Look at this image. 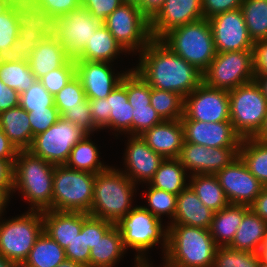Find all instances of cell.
<instances>
[{
  "label": "cell",
  "mask_w": 267,
  "mask_h": 267,
  "mask_svg": "<svg viewBox=\"0 0 267 267\" xmlns=\"http://www.w3.org/2000/svg\"><path fill=\"white\" fill-rule=\"evenodd\" d=\"M56 267H83V266L76 263V262H73V261L66 259L64 262H62L61 264H59Z\"/></svg>",
  "instance_id": "753ad0ef"
},
{
  "label": "cell",
  "mask_w": 267,
  "mask_h": 267,
  "mask_svg": "<svg viewBox=\"0 0 267 267\" xmlns=\"http://www.w3.org/2000/svg\"><path fill=\"white\" fill-rule=\"evenodd\" d=\"M75 75L74 58H71L64 66L50 71L38 80L51 95L55 96Z\"/></svg>",
  "instance_id": "bcb514c9"
},
{
  "label": "cell",
  "mask_w": 267,
  "mask_h": 267,
  "mask_svg": "<svg viewBox=\"0 0 267 267\" xmlns=\"http://www.w3.org/2000/svg\"><path fill=\"white\" fill-rule=\"evenodd\" d=\"M259 260L265 264H267V233L263 238L262 245L258 252Z\"/></svg>",
  "instance_id": "a7ac6f4b"
},
{
  "label": "cell",
  "mask_w": 267,
  "mask_h": 267,
  "mask_svg": "<svg viewBox=\"0 0 267 267\" xmlns=\"http://www.w3.org/2000/svg\"><path fill=\"white\" fill-rule=\"evenodd\" d=\"M15 1L16 0H2V3L7 10H10L13 7Z\"/></svg>",
  "instance_id": "11e5206c"
},
{
  "label": "cell",
  "mask_w": 267,
  "mask_h": 267,
  "mask_svg": "<svg viewBox=\"0 0 267 267\" xmlns=\"http://www.w3.org/2000/svg\"><path fill=\"white\" fill-rule=\"evenodd\" d=\"M124 4H131L138 6L141 2V0H121Z\"/></svg>",
  "instance_id": "09005b40"
},
{
  "label": "cell",
  "mask_w": 267,
  "mask_h": 267,
  "mask_svg": "<svg viewBox=\"0 0 267 267\" xmlns=\"http://www.w3.org/2000/svg\"><path fill=\"white\" fill-rule=\"evenodd\" d=\"M9 199L0 191V216H2L6 206L8 205Z\"/></svg>",
  "instance_id": "8c879c8a"
},
{
  "label": "cell",
  "mask_w": 267,
  "mask_h": 267,
  "mask_svg": "<svg viewBox=\"0 0 267 267\" xmlns=\"http://www.w3.org/2000/svg\"><path fill=\"white\" fill-rule=\"evenodd\" d=\"M13 163L0 159V191L10 199L13 188Z\"/></svg>",
  "instance_id": "94428289"
},
{
  "label": "cell",
  "mask_w": 267,
  "mask_h": 267,
  "mask_svg": "<svg viewBox=\"0 0 267 267\" xmlns=\"http://www.w3.org/2000/svg\"><path fill=\"white\" fill-rule=\"evenodd\" d=\"M103 25L128 54L140 53L152 40L150 20L136 5L121 4Z\"/></svg>",
  "instance_id": "8fae6325"
},
{
  "label": "cell",
  "mask_w": 267,
  "mask_h": 267,
  "mask_svg": "<svg viewBox=\"0 0 267 267\" xmlns=\"http://www.w3.org/2000/svg\"><path fill=\"white\" fill-rule=\"evenodd\" d=\"M267 233V222L251 209L243 216L235 237L228 246L233 250L258 253Z\"/></svg>",
  "instance_id": "f546056e"
},
{
  "label": "cell",
  "mask_w": 267,
  "mask_h": 267,
  "mask_svg": "<svg viewBox=\"0 0 267 267\" xmlns=\"http://www.w3.org/2000/svg\"><path fill=\"white\" fill-rule=\"evenodd\" d=\"M165 1L166 0H141L138 8L149 20H151L162 8Z\"/></svg>",
  "instance_id": "03108f58"
},
{
  "label": "cell",
  "mask_w": 267,
  "mask_h": 267,
  "mask_svg": "<svg viewBox=\"0 0 267 267\" xmlns=\"http://www.w3.org/2000/svg\"><path fill=\"white\" fill-rule=\"evenodd\" d=\"M65 260V250L43 231L25 261L31 267H56Z\"/></svg>",
  "instance_id": "d590c367"
},
{
  "label": "cell",
  "mask_w": 267,
  "mask_h": 267,
  "mask_svg": "<svg viewBox=\"0 0 267 267\" xmlns=\"http://www.w3.org/2000/svg\"><path fill=\"white\" fill-rule=\"evenodd\" d=\"M115 225L120 230L126 251L131 248L137 252L134 262L149 261L145 257L146 251L159 243H161L162 253L165 255L168 226H163L162 220L143 206H133L128 214Z\"/></svg>",
  "instance_id": "8992f818"
},
{
  "label": "cell",
  "mask_w": 267,
  "mask_h": 267,
  "mask_svg": "<svg viewBox=\"0 0 267 267\" xmlns=\"http://www.w3.org/2000/svg\"><path fill=\"white\" fill-rule=\"evenodd\" d=\"M188 177L187 171L178 158H167L162 161L149 185L178 195L189 185L186 182V180H189Z\"/></svg>",
  "instance_id": "1f68e13d"
},
{
  "label": "cell",
  "mask_w": 267,
  "mask_h": 267,
  "mask_svg": "<svg viewBox=\"0 0 267 267\" xmlns=\"http://www.w3.org/2000/svg\"><path fill=\"white\" fill-rule=\"evenodd\" d=\"M166 267H212L217 250L210 231L183 224H168Z\"/></svg>",
  "instance_id": "7a4b0ae2"
},
{
  "label": "cell",
  "mask_w": 267,
  "mask_h": 267,
  "mask_svg": "<svg viewBox=\"0 0 267 267\" xmlns=\"http://www.w3.org/2000/svg\"><path fill=\"white\" fill-rule=\"evenodd\" d=\"M88 102L95 126L100 130L109 128L110 112L107 98L88 99Z\"/></svg>",
  "instance_id": "9f6ffc18"
},
{
  "label": "cell",
  "mask_w": 267,
  "mask_h": 267,
  "mask_svg": "<svg viewBox=\"0 0 267 267\" xmlns=\"http://www.w3.org/2000/svg\"><path fill=\"white\" fill-rule=\"evenodd\" d=\"M54 167L29 150H19L13 163L12 194L21 191L31 211L52 210Z\"/></svg>",
  "instance_id": "3957f363"
},
{
  "label": "cell",
  "mask_w": 267,
  "mask_h": 267,
  "mask_svg": "<svg viewBox=\"0 0 267 267\" xmlns=\"http://www.w3.org/2000/svg\"><path fill=\"white\" fill-rule=\"evenodd\" d=\"M253 61L255 75L267 76V39L254 43Z\"/></svg>",
  "instance_id": "91938a15"
},
{
  "label": "cell",
  "mask_w": 267,
  "mask_h": 267,
  "mask_svg": "<svg viewBox=\"0 0 267 267\" xmlns=\"http://www.w3.org/2000/svg\"><path fill=\"white\" fill-rule=\"evenodd\" d=\"M10 267H31L26 261H10Z\"/></svg>",
  "instance_id": "34e18365"
},
{
  "label": "cell",
  "mask_w": 267,
  "mask_h": 267,
  "mask_svg": "<svg viewBox=\"0 0 267 267\" xmlns=\"http://www.w3.org/2000/svg\"><path fill=\"white\" fill-rule=\"evenodd\" d=\"M18 37L16 16L6 10L0 15V57H6L11 45Z\"/></svg>",
  "instance_id": "f907efd6"
},
{
  "label": "cell",
  "mask_w": 267,
  "mask_h": 267,
  "mask_svg": "<svg viewBox=\"0 0 267 267\" xmlns=\"http://www.w3.org/2000/svg\"><path fill=\"white\" fill-rule=\"evenodd\" d=\"M7 9L4 7L2 0H0V15L5 12Z\"/></svg>",
  "instance_id": "979ff035"
},
{
  "label": "cell",
  "mask_w": 267,
  "mask_h": 267,
  "mask_svg": "<svg viewBox=\"0 0 267 267\" xmlns=\"http://www.w3.org/2000/svg\"><path fill=\"white\" fill-rule=\"evenodd\" d=\"M187 182L200 201L212 211L217 212L230 204L216 175L193 174Z\"/></svg>",
  "instance_id": "d6a6232c"
},
{
  "label": "cell",
  "mask_w": 267,
  "mask_h": 267,
  "mask_svg": "<svg viewBox=\"0 0 267 267\" xmlns=\"http://www.w3.org/2000/svg\"><path fill=\"white\" fill-rule=\"evenodd\" d=\"M159 40L202 73L216 56L210 23L205 18L173 28Z\"/></svg>",
  "instance_id": "5b68a950"
},
{
  "label": "cell",
  "mask_w": 267,
  "mask_h": 267,
  "mask_svg": "<svg viewBox=\"0 0 267 267\" xmlns=\"http://www.w3.org/2000/svg\"><path fill=\"white\" fill-rule=\"evenodd\" d=\"M38 3L43 5L55 19L81 6L80 0H39Z\"/></svg>",
  "instance_id": "680465c9"
},
{
  "label": "cell",
  "mask_w": 267,
  "mask_h": 267,
  "mask_svg": "<svg viewBox=\"0 0 267 267\" xmlns=\"http://www.w3.org/2000/svg\"><path fill=\"white\" fill-rule=\"evenodd\" d=\"M131 106L133 107L132 135H141L144 131L164 121L151 104Z\"/></svg>",
  "instance_id": "c3c4849f"
},
{
  "label": "cell",
  "mask_w": 267,
  "mask_h": 267,
  "mask_svg": "<svg viewBox=\"0 0 267 267\" xmlns=\"http://www.w3.org/2000/svg\"><path fill=\"white\" fill-rule=\"evenodd\" d=\"M0 79L19 94L28 90L37 80L29 62L0 57Z\"/></svg>",
  "instance_id": "8d00e7d4"
},
{
  "label": "cell",
  "mask_w": 267,
  "mask_h": 267,
  "mask_svg": "<svg viewBox=\"0 0 267 267\" xmlns=\"http://www.w3.org/2000/svg\"><path fill=\"white\" fill-rule=\"evenodd\" d=\"M257 267H267V264L261 262L260 260L258 261Z\"/></svg>",
  "instance_id": "deb4b68c"
},
{
  "label": "cell",
  "mask_w": 267,
  "mask_h": 267,
  "mask_svg": "<svg viewBox=\"0 0 267 267\" xmlns=\"http://www.w3.org/2000/svg\"><path fill=\"white\" fill-rule=\"evenodd\" d=\"M214 211L206 207L188 185L177 195L176 212L172 223L210 229Z\"/></svg>",
  "instance_id": "cb8c5ba5"
},
{
  "label": "cell",
  "mask_w": 267,
  "mask_h": 267,
  "mask_svg": "<svg viewBox=\"0 0 267 267\" xmlns=\"http://www.w3.org/2000/svg\"><path fill=\"white\" fill-rule=\"evenodd\" d=\"M16 19L18 28L27 27L38 30L45 38L55 36L56 19L39 3L33 11L16 16Z\"/></svg>",
  "instance_id": "ab89813d"
},
{
  "label": "cell",
  "mask_w": 267,
  "mask_h": 267,
  "mask_svg": "<svg viewBox=\"0 0 267 267\" xmlns=\"http://www.w3.org/2000/svg\"><path fill=\"white\" fill-rule=\"evenodd\" d=\"M124 152V170L122 171L134 184L149 183L159 169L164 158L154 152L140 137L130 135Z\"/></svg>",
  "instance_id": "44dd1931"
},
{
  "label": "cell",
  "mask_w": 267,
  "mask_h": 267,
  "mask_svg": "<svg viewBox=\"0 0 267 267\" xmlns=\"http://www.w3.org/2000/svg\"><path fill=\"white\" fill-rule=\"evenodd\" d=\"M230 122L242 138H254L267 114V98L253 80L228 91Z\"/></svg>",
  "instance_id": "ba28073f"
},
{
  "label": "cell",
  "mask_w": 267,
  "mask_h": 267,
  "mask_svg": "<svg viewBox=\"0 0 267 267\" xmlns=\"http://www.w3.org/2000/svg\"><path fill=\"white\" fill-rule=\"evenodd\" d=\"M85 99V91L76 75L54 96L60 116L68 108L78 107Z\"/></svg>",
  "instance_id": "f6af8a7d"
},
{
  "label": "cell",
  "mask_w": 267,
  "mask_h": 267,
  "mask_svg": "<svg viewBox=\"0 0 267 267\" xmlns=\"http://www.w3.org/2000/svg\"><path fill=\"white\" fill-rule=\"evenodd\" d=\"M255 81L259 84L263 95L267 98V76L266 75H255Z\"/></svg>",
  "instance_id": "89a4df30"
},
{
  "label": "cell",
  "mask_w": 267,
  "mask_h": 267,
  "mask_svg": "<svg viewBox=\"0 0 267 267\" xmlns=\"http://www.w3.org/2000/svg\"><path fill=\"white\" fill-rule=\"evenodd\" d=\"M106 98L110 112L109 129L132 135L133 107L127 96V74Z\"/></svg>",
  "instance_id": "f1b7e54d"
},
{
  "label": "cell",
  "mask_w": 267,
  "mask_h": 267,
  "mask_svg": "<svg viewBox=\"0 0 267 267\" xmlns=\"http://www.w3.org/2000/svg\"><path fill=\"white\" fill-rule=\"evenodd\" d=\"M81 6L101 23L122 3L121 0H80Z\"/></svg>",
  "instance_id": "db71d44e"
},
{
  "label": "cell",
  "mask_w": 267,
  "mask_h": 267,
  "mask_svg": "<svg viewBox=\"0 0 267 267\" xmlns=\"http://www.w3.org/2000/svg\"><path fill=\"white\" fill-rule=\"evenodd\" d=\"M90 136L89 134L85 135L72 148L69 159L65 164L67 167L92 174L103 172L109 167L99 159V149L89 138Z\"/></svg>",
  "instance_id": "836d02e7"
},
{
  "label": "cell",
  "mask_w": 267,
  "mask_h": 267,
  "mask_svg": "<svg viewBox=\"0 0 267 267\" xmlns=\"http://www.w3.org/2000/svg\"><path fill=\"white\" fill-rule=\"evenodd\" d=\"M61 117L70 123L76 125L83 132L89 135H93L94 131H98L95 126L91 112L89 110V102L86 98L78 107L68 108Z\"/></svg>",
  "instance_id": "681fc988"
},
{
  "label": "cell",
  "mask_w": 267,
  "mask_h": 267,
  "mask_svg": "<svg viewBox=\"0 0 267 267\" xmlns=\"http://www.w3.org/2000/svg\"><path fill=\"white\" fill-rule=\"evenodd\" d=\"M180 120L230 122L228 91L202 82L184 98V116Z\"/></svg>",
  "instance_id": "4fadbf2b"
},
{
  "label": "cell",
  "mask_w": 267,
  "mask_h": 267,
  "mask_svg": "<svg viewBox=\"0 0 267 267\" xmlns=\"http://www.w3.org/2000/svg\"><path fill=\"white\" fill-rule=\"evenodd\" d=\"M258 253L217 247L212 267H257Z\"/></svg>",
  "instance_id": "7bdbcfd3"
},
{
  "label": "cell",
  "mask_w": 267,
  "mask_h": 267,
  "mask_svg": "<svg viewBox=\"0 0 267 267\" xmlns=\"http://www.w3.org/2000/svg\"><path fill=\"white\" fill-rule=\"evenodd\" d=\"M254 138L256 140H260L262 142L267 143V114L265 116V120H264L262 128L260 129V131L258 132V134Z\"/></svg>",
  "instance_id": "2644e50d"
},
{
  "label": "cell",
  "mask_w": 267,
  "mask_h": 267,
  "mask_svg": "<svg viewBox=\"0 0 267 267\" xmlns=\"http://www.w3.org/2000/svg\"><path fill=\"white\" fill-rule=\"evenodd\" d=\"M140 137L164 159L178 158L184 144V130L179 120H164L144 131Z\"/></svg>",
  "instance_id": "7402d4cb"
},
{
  "label": "cell",
  "mask_w": 267,
  "mask_h": 267,
  "mask_svg": "<svg viewBox=\"0 0 267 267\" xmlns=\"http://www.w3.org/2000/svg\"><path fill=\"white\" fill-rule=\"evenodd\" d=\"M20 106L27 112L56 107L54 96L51 95L43 84L36 80L28 90L20 94Z\"/></svg>",
  "instance_id": "ee69618b"
},
{
  "label": "cell",
  "mask_w": 267,
  "mask_h": 267,
  "mask_svg": "<svg viewBox=\"0 0 267 267\" xmlns=\"http://www.w3.org/2000/svg\"><path fill=\"white\" fill-rule=\"evenodd\" d=\"M20 105V94L0 79V113Z\"/></svg>",
  "instance_id": "6125c7cd"
},
{
  "label": "cell",
  "mask_w": 267,
  "mask_h": 267,
  "mask_svg": "<svg viewBox=\"0 0 267 267\" xmlns=\"http://www.w3.org/2000/svg\"><path fill=\"white\" fill-rule=\"evenodd\" d=\"M39 0H16L10 11L15 15H25L33 11Z\"/></svg>",
  "instance_id": "003e7915"
},
{
  "label": "cell",
  "mask_w": 267,
  "mask_h": 267,
  "mask_svg": "<svg viewBox=\"0 0 267 267\" xmlns=\"http://www.w3.org/2000/svg\"><path fill=\"white\" fill-rule=\"evenodd\" d=\"M28 117L30 119L32 134L35 137L48 130L61 116L57 107H46L45 109L28 112Z\"/></svg>",
  "instance_id": "816d5d0a"
},
{
  "label": "cell",
  "mask_w": 267,
  "mask_h": 267,
  "mask_svg": "<svg viewBox=\"0 0 267 267\" xmlns=\"http://www.w3.org/2000/svg\"><path fill=\"white\" fill-rule=\"evenodd\" d=\"M239 148H208L199 144L184 142L178 157L190 175H216L238 157Z\"/></svg>",
  "instance_id": "e0dca14e"
},
{
  "label": "cell",
  "mask_w": 267,
  "mask_h": 267,
  "mask_svg": "<svg viewBox=\"0 0 267 267\" xmlns=\"http://www.w3.org/2000/svg\"><path fill=\"white\" fill-rule=\"evenodd\" d=\"M0 128L18 151L31 147L34 136L30 119L20 105L0 113Z\"/></svg>",
  "instance_id": "4316f807"
},
{
  "label": "cell",
  "mask_w": 267,
  "mask_h": 267,
  "mask_svg": "<svg viewBox=\"0 0 267 267\" xmlns=\"http://www.w3.org/2000/svg\"><path fill=\"white\" fill-rule=\"evenodd\" d=\"M126 253L119 228L114 225L90 249L89 267H115Z\"/></svg>",
  "instance_id": "4dcf8cb0"
},
{
  "label": "cell",
  "mask_w": 267,
  "mask_h": 267,
  "mask_svg": "<svg viewBox=\"0 0 267 267\" xmlns=\"http://www.w3.org/2000/svg\"><path fill=\"white\" fill-rule=\"evenodd\" d=\"M241 10L252 41L266 40L267 0H243Z\"/></svg>",
  "instance_id": "74e56055"
},
{
  "label": "cell",
  "mask_w": 267,
  "mask_h": 267,
  "mask_svg": "<svg viewBox=\"0 0 267 267\" xmlns=\"http://www.w3.org/2000/svg\"><path fill=\"white\" fill-rule=\"evenodd\" d=\"M249 210L250 207L246 205L228 204L225 208L214 212L209 231L218 247H227L231 244L243 216Z\"/></svg>",
  "instance_id": "484cf974"
},
{
  "label": "cell",
  "mask_w": 267,
  "mask_h": 267,
  "mask_svg": "<svg viewBox=\"0 0 267 267\" xmlns=\"http://www.w3.org/2000/svg\"><path fill=\"white\" fill-rule=\"evenodd\" d=\"M95 174L56 165L53 174L52 210L90 212Z\"/></svg>",
  "instance_id": "52a82bcc"
},
{
  "label": "cell",
  "mask_w": 267,
  "mask_h": 267,
  "mask_svg": "<svg viewBox=\"0 0 267 267\" xmlns=\"http://www.w3.org/2000/svg\"><path fill=\"white\" fill-rule=\"evenodd\" d=\"M151 88L189 95L203 82V74L159 39H152L139 53V63L133 68Z\"/></svg>",
  "instance_id": "6da1fadb"
},
{
  "label": "cell",
  "mask_w": 267,
  "mask_h": 267,
  "mask_svg": "<svg viewBox=\"0 0 267 267\" xmlns=\"http://www.w3.org/2000/svg\"><path fill=\"white\" fill-rule=\"evenodd\" d=\"M136 184L122 171L109 166L95 174L94 193L90 216L118 223L133 208Z\"/></svg>",
  "instance_id": "277c9868"
},
{
  "label": "cell",
  "mask_w": 267,
  "mask_h": 267,
  "mask_svg": "<svg viewBox=\"0 0 267 267\" xmlns=\"http://www.w3.org/2000/svg\"><path fill=\"white\" fill-rule=\"evenodd\" d=\"M67 260L76 262L83 267H89L90 248L85 240V221L82 224L81 232L64 249Z\"/></svg>",
  "instance_id": "f5cc1de1"
},
{
  "label": "cell",
  "mask_w": 267,
  "mask_h": 267,
  "mask_svg": "<svg viewBox=\"0 0 267 267\" xmlns=\"http://www.w3.org/2000/svg\"><path fill=\"white\" fill-rule=\"evenodd\" d=\"M238 156L251 174L267 186V143L255 138L241 140Z\"/></svg>",
  "instance_id": "e575fe53"
},
{
  "label": "cell",
  "mask_w": 267,
  "mask_h": 267,
  "mask_svg": "<svg viewBox=\"0 0 267 267\" xmlns=\"http://www.w3.org/2000/svg\"><path fill=\"white\" fill-rule=\"evenodd\" d=\"M0 216V254L9 261H25L43 232L42 211H31L9 220Z\"/></svg>",
  "instance_id": "9c48e42d"
},
{
  "label": "cell",
  "mask_w": 267,
  "mask_h": 267,
  "mask_svg": "<svg viewBox=\"0 0 267 267\" xmlns=\"http://www.w3.org/2000/svg\"><path fill=\"white\" fill-rule=\"evenodd\" d=\"M150 104L163 120H179L184 116V97L178 93L151 88Z\"/></svg>",
  "instance_id": "f35d334b"
},
{
  "label": "cell",
  "mask_w": 267,
  "mask_h": 267,
  "mask_svg": "<svg viewBox=\"0 0 267 267\" xmlns=\"http://www.w3.org/2000/svg\"><path fill=\"white\" fill-rule=\"evenodd\" d=\"M43 231L63 249L81 232L83 222L90 216L83 212L42 211Z\"/></svg>",
  "instance_id": "603a6c76"
},
{
  "label": "cell",
  "mask_w": 267,
  "mask_h": 267,
  "mask_svg": "<svg viewBox=\"0 0 267 267\" xmlns=\"http://www.w3.org/2000/svg\"><path fill=\"white\" fill-rule=\"evenodd\" d=\"M148 186L145 194L148 206L143 207L160 220H162V215L169 216L171 219L169 223H172L176 212L177 195L159 190L149 184Z\"/></svg>",
  "instance_id": "b9f144b4"
},
{
  "label": "cell",
  "mask_w": 267,
  "mask_h": 267,
  "mask_svg": "<svg viewBox=\"0 0 267 267\" xmlns=\"http://www.w3.org/2000/svg\"><path fill=\"white\" fill-rule=\"evenodd\" d=\"M216 177L230 204L250 206L264 187L239 156L220 170Z\"/></svg>",
  "instance_id": "2e32d148"
},
{
  "label": "cell",
  "mask_w": 267,
  "mask_h": 267,
  "mask_svg": "<svg viewBox=\"0 0 267 267\" xmlns=\"http://www.w3.org/2000/svg\"><path fill=\"white\" fill-rule=\"evenodd\" d=\"M45 37L32 28H18V37L11 45L8 55L9 59L29 62L31 54Z\"/></svg>",
  "instance_id": "60d3db41"
},
{
  "label": "cell",
  "mask_w": 267,
  "mask_h": 267,
  "mask_svg": "<svg viewBox=\"0 0 267 267\" xmlns=\"http://www.w3.org/2000/svg\"><path fill=\"white\" fill-rule=\"evenodd\" d=\"M216 53L253 50L241 8L217 14L208 19Z\"/></svg>",
  "instance_id": "9a60e30c"
},
{
  "label": "cell",
  "mask_w": 267,
  "mask_h": 267,
  "mask_svg": "<svg viewBox=\"0 0 267 267\" xmlns=\"http://www.w3.org/2000/svg\"><path fill=\"white\" fill-rule=\"evenodd\" d=\"M184 130V142L208 148H239L242 138L231 122L206 123L197 120H180Z\"/></svg>",
  "instance_id": "d6986e66"
},
{
  "label": "cell",
  "mask_w": 267,
  "mask_h": 267,
  "mask_svg": "<svg viewBox=\"0 0 267 267\" xmlns=\"http://www.w3.org/2000/svg\"><path fill=\"white\" fill-rule=\"evenodd\" d=\"M102 24L80 6L56 18L55 37L64 50L75 58Z\"/></svg>",
  "instance_id": "5bb4252c"
},
{
  "label": "cell",
  "mask_w": 267,
  "mask_h": 267,
  "mask_svg": "<svg viewBox=\"0 0 267 267\" xmlns=\"http://www.w3.org/2000/svg\"><path fill=\"white\" fill-rule=\"evenodd\" d=\"M202 74L207 86L227 91L251 82L255 80L253 50L216 53Z\"/></svg>",
  "instance_id": "30bf717a"
},
{
  "label": "cell",
  "mask_w": 267,
  "mask_h": 267,
  "mask_svg": "<svg viewBox=\"0 0 267 267\" xmlns=\"http://www.w3.org/2000/svg\"><path fill=\"white\" fill-rule=\"evenodd\" d=\"M202 0H166L150 20L152 39H160L171 29L203 19Z\"/></svg>",
  "instance_id": "ffe728a7"
},
{
  "label": "cell",
  "mask_w": 267,
  "mask_h": 267,
  "mask_svg": "<svg viewBox=\"0 0 267 267\" xmlns=\"http://www.w3.org/2000/svg\"><path fill=\"white\" fill-rule=\"evenodd\" d=\"M0 267H10V261L0 254Z\"/></svg>",
  "instance_id": "b9fcfbb0"
},
{
  "label": "cell",
  "mask_w": 267,
  "mask_h": 267,
  "mask_svg": "<svg viewBox=\"0 0 267 267\" xmlns=\"http://www.w3.org/2000/svg\"><path fill=\"white\" fill-rule=\"evenodd\" d=\"M151 86L132 69L127 72V96L130 105H149Z\"/></svg>",
  "instance_id": "7dc6e473"
},
{
  "label": "cell",
  "mask_w": 267,
  "mask_h": 267,
  "mask_svg": "<svg viewBox=\"0 0 267 267\" xmlns=\"http://www.w3.org/2000/svg\"><path fill=\"white\" fill-rule=\"evenodd\" d=\"M72 57L55 36L44 38L31 54L29 65L38 80L54 69L64 66Z\"/></svg>",
  "instance_id": "d4e9b609"
},
{
  "label": "cell",
  "mask_w": 267,
  "mask_h": 267,
  "mask_svg": "<svg viewBox=\"0 0 267 267\" xmlns=\"http://www.w3.org/2000/svg\"><path fill=\"white\" fill-rule=\"evenodd\" d=\"M136 264L134 265L135 267H154L151 266L152 263L150 264L149 261H144V262H135ZM163 267H166L164 264L162 265Z\"/></svg>",
  "instance_id": "2a66077c"
},
{
  "label": "cell",
  "mask_w": 267,
  "mask_h": 267,
  "mask_svg": "<svg viewBox=\"0 0 267 267\" xmlns=\"http://www.w3.org/2000/svg\"><path fill=\"white\" fill-rule=\"evenodd\" d=\"M250 209L267 222V186H264L254 202L249 206Z\"/></svg>",
  "instance_id": "e7e4bbea"
},
{
  "label": "cell",
  "mask_w": 267,
  "mask_h": 267,
  "mask_svg": "<svg viewBox=\"0 0 267 267\" xmlns=\"http://www.w3.org/2000/svg\"><path fill=\"white\" fill-rule=\"evenodd\" d=\"M74 63L87 99L106 98L128 72L115 74L109 62L74 60Z\"/></svg>",
  "instance_id": "ac0fdd59"
},
{
  "label": "cell",
  "mask_w": 267,
  "mask_h": 267,
  "mask_svg": "<svg viewBox=\"0 0 267 267\" xmlns=\"http://www.w3.org/2000/svg\"><path fill=\"white\" fill-rule=\"evenodd\" d=\"M115 224L103 219L89 216L85 220V240L90 249L101 239Z\"/></svg>",
  "instance_id": "11a10c76"
},
{
  "label": "cell",
  "mask_w": 267,
  "mask_h": 267,
  "mask_svg": "<svg viewBox=\"0 0 267 267\" xmlns=\"http://www.w3.org/2000/svg\"><path fill=\"white\" fill-rule=\"evenodd\" d=\"M18 150L9 141L8 137L0 128V159L14 161Z\"/></svg>",
  "instance_id": "be15d7a7"
},
{
  "label": "cell",
  "mask_w": 267,
  "mask_h": 267,
  "mask_svg": "<svg viewBox=\"0 0 267 267\" xmlns=\"http://www.w3.org/2000/svg\"><path fill=\"white\" fill-rule=\"evenodd\" d=\"M120 53L127 54L109 30L102 24L95 33H93L84 49L74 58V60L113 63Z\"/></svg>",
  "instance_id": "83f0119b"
},
{
  "label": "cell",
  "mask_w": 267,
  "mask_h": 267,
  "mask_svg": "<svg viewBox=\"0 0 267 267\" xmlns=\"http://www.w3.org/2000/svg\"><path fill=\"white\" fill-rule=\"evenodd\" d=\"M242 2L243 0H202L203 16L210 19L217 14L241 8Z\"/></svg>",
  "instance_id": "6f0895ef"
},
{
  "label": "cell",
  "mask_w": 267,
  "mask_h": 267,
  "mask_svg": "<svg viewBox=\"0 0 267 267\" xmlns=\"http://www.w3.org/2000/svg\"><path fill=\"white\" fill-rule=\"evenodd\" d=\"M87 135L76 125L60 117L48 130L36 135L28 149L53 165H65L72 148Z\"/></svg>",
  "instance_id": "7c38bea8"
}]
</instances>
